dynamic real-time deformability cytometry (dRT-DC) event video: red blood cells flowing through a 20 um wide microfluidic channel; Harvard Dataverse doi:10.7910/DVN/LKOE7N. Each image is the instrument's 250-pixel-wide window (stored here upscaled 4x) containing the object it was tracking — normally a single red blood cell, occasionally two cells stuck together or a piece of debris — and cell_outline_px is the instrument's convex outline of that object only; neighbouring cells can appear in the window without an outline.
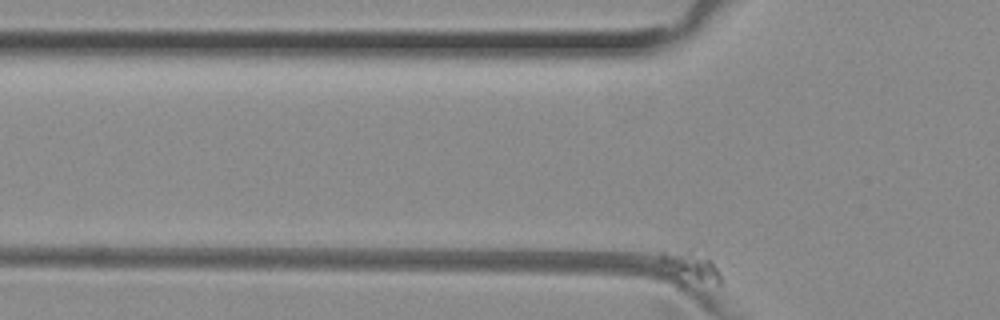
{"species": "common noctule bat (a hibernating species)", "species_latin": "Nyctalus noctula", "temperature_condition": "room temperature", "stored_images_in_passage": 49, "camera_frame_rate_fps": 3000, "um_per_image_px": 0.085, "animal": {"sex": "female", "body_mass_g": 29.2, "forearm_length_mm": 56.3}, "frame": {"image": 1, "passage_image": 3, "time_ms": 0.667, "image_size_px": [1000, 320], "cell_outline_px": [[720, 284], [684, 288], [656, 260], [660, 252], [692, 244], [696, 244], [712, 260], [720, 272]], "centroid_in_image_um": [58.65, 22.65], "position_along_channel_um": 67.2, "area_um2": 13.53}}
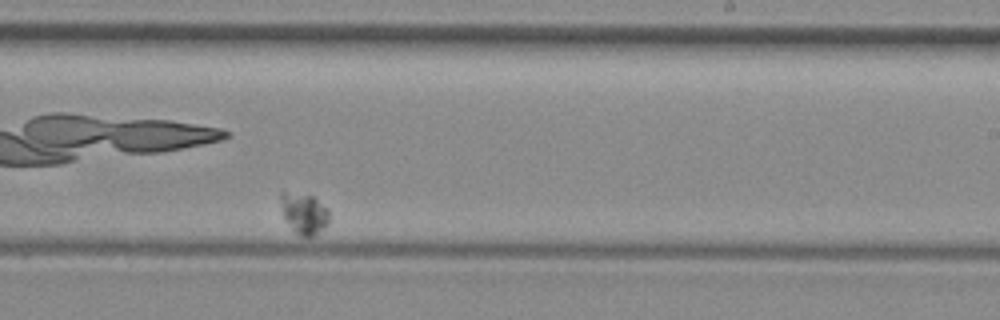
{"frame": {"image": 2, "passage_image": 33, "time_ms": 10.667, "image_size_px": [1000, 320], "cell_outline_px": [[328, 224], [312, 236], [300, 236], [292, 228], [284, 216], [280, 204], [280, 192], [284, 192], [312, 196], [328, 208]], "centroid_in_image_um": [25.84, 18.13], "position_along_channel_um": 263.2, "area_um2": 11.21}}
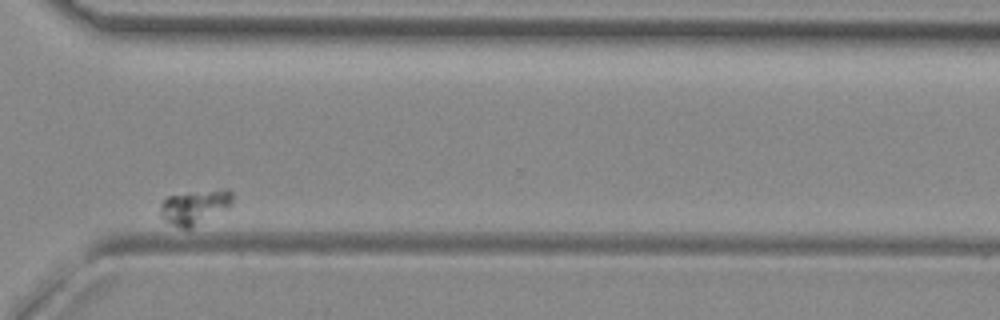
{"frame": {"image": 3, "passage_image": 43, "time_ms": 14.0, "image_size_px": [1000, 320], "cell_outline_px": [[232, 204], [228, 208], [192, 228], [180, 228], [164, 220], [160, 216], [160, 204], [168, 196], [228, 188], [232, 192]], "centroid_in_image_um": [16.56, 17.61], "position_along_channel_um": 354.0, "area_um2": 14.33}}